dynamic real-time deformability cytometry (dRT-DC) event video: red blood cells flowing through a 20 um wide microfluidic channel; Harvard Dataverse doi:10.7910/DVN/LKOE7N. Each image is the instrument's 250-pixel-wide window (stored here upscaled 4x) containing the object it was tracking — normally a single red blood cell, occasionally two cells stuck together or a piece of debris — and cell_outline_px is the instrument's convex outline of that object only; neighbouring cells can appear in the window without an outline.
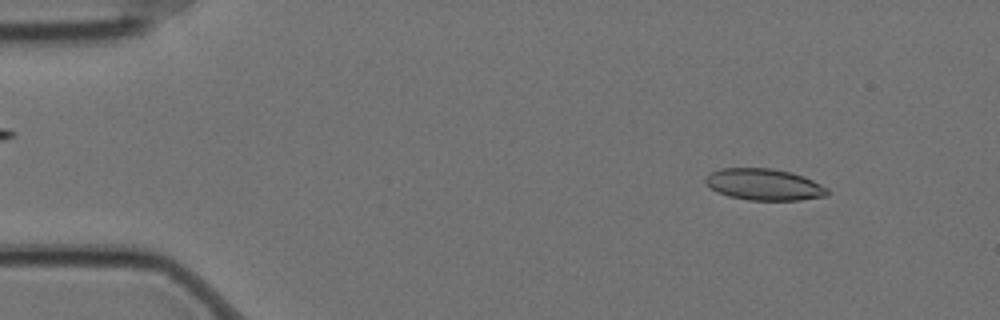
{"species": "Egyptian fruit bat (a non-hibernating species)", "species_latin": "Rousettus aegyptiacus", "temperature_condition": "cold", "stored_images_in_passage": 3, "camera_frame_rate_fps": 3000, "um_per_image_px": 0.085, "animal": {"sex": "female"}, "frame": {"image": 1, "passage_image": 1, "time_ms": 0.0, "image_size_px": [1000, 320], "cell_outline_px": [[828, 196], [800, 200], [748, 200], [728, 196], [704, 184], [704, 176], [720, 168], [772, 168], [792, 172], [804, 176], [828, 188]], "centroid_in_image_um": [64.95, 15.68], "position_along_channel_um": 20.1, "area_um2": 22.54}}